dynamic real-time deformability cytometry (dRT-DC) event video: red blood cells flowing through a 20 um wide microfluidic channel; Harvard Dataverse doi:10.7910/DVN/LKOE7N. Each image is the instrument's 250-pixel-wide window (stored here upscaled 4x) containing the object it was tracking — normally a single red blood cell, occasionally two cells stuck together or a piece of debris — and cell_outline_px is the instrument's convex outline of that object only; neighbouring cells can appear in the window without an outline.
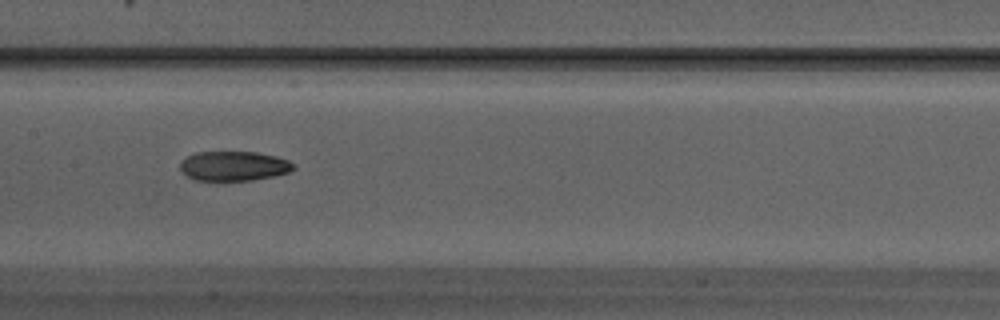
{"species": "Egyptian fruit bat (a non-hibernating species)", "species_latin": "Rousettus aegyptiacus", "temperature_condition": "warm", "stored_images_in_passage": 29, "camera_frame_rate_fps": 3000, "um_per_image_px": 0.085, "animal": {"sex": "male"}, "frame": {"image": 1, "passage_image": 16, "time_ms": 5.0, "image_size_px": [1000, 320], "cell_outline_px": [[296, 168], [288, 172], [276, 176], [252, 180], [196, 180], [188, 176], [180, 168], [180, 160], [196, 152], [256, 152], [276, 156], [288, 160], [296, 164]], "centroid_in_image_um": [19.91, 14.1], "position_along_channel_um": 187.5, "area_um2": 19.59}}
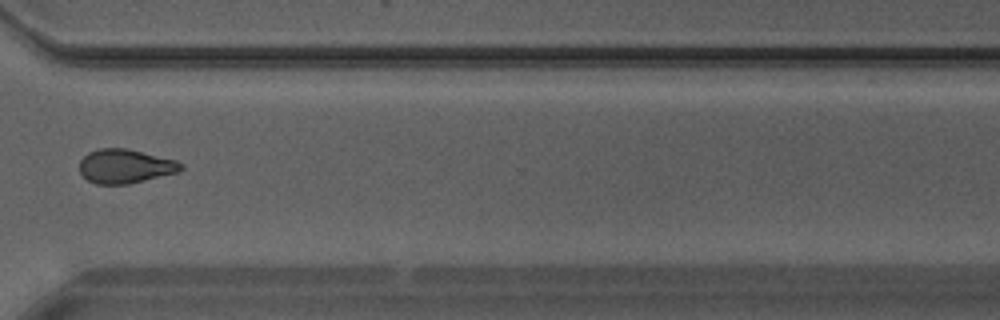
{"frame": {"image": 2, "passage_image": 24, "time_ms": 7.667, "image_size_px": [1000, 320], "cell_outline_px": [[184, 168], [180, 172], [128, 184], [96, 184], [88, 180], [80, 172], [80, 160], [88, 152], [100, 148], [128, 148], [176, 160], [184, 164]], "centroid_in_image_um": [10.68, 14.12], "position_along_channel_um": 359.9, "area_um2": 20.29}}
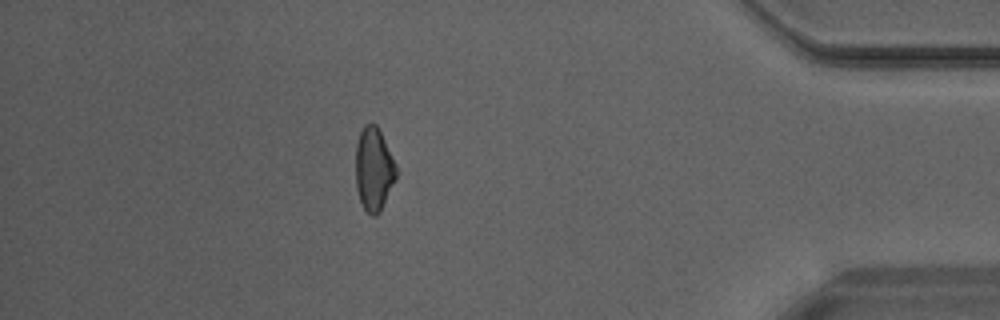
{"frame": {"image": 3, "passage_image": 28, "time_ms": 9.0, "image_size_px": [1000, 320], "cell_outline_px": [[396, 176], [380, 212], [376, 216], [372, 216], [364, 208], [360, 200], [356, 188], [356, 144], [360, 132], [364, 124], [376, 124], [396, 164]], "centroid_in_image_um": [31.75, 14.38], "position_along_channel_um": 403.4, "area_um2": 19.36}}